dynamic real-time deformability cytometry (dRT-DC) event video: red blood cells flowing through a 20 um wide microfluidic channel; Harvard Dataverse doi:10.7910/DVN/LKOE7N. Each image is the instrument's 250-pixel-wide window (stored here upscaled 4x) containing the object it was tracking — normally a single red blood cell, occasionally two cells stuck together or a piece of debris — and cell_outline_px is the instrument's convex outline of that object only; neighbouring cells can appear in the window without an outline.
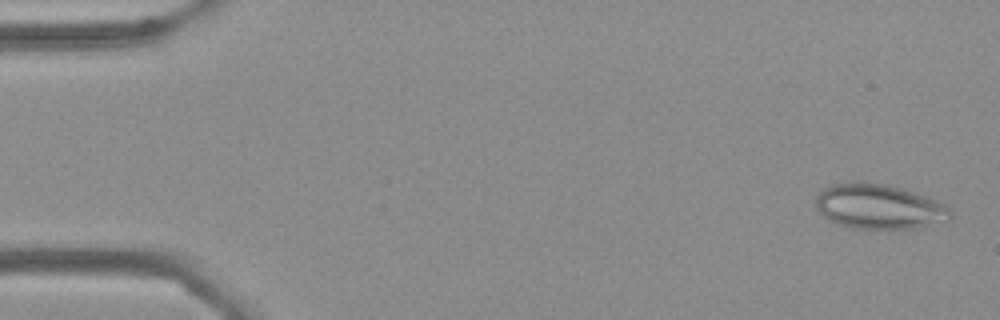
{"species": "Egyptian fruit bat (a non-hibernating species)", "species_latin": "Rousettus aegyptiacus", "temperature_condition": "cold", "stored_images_in_passage": 56, "camera_frame_rate_fps": 3000, "um_per_image_px": 0.085, "frame": {"image": 1, "passage_image": 2, "time_ms": 0.333, "image_size_px": [1000, 320], "cell_outline_px": [[952, 216], [948, 220], [916, 228], [852, 228], [828, 220], [816, 208], [816, 196], [824, 188], [832, 184], [848, 180], [856, 180], [888, 184], [928, 196], [944, 204], [952, 212]], "centroid_in_image_um": [74.69, 17.52], "position_along_channel_um": 10.3, "area_um2": 35.49}}
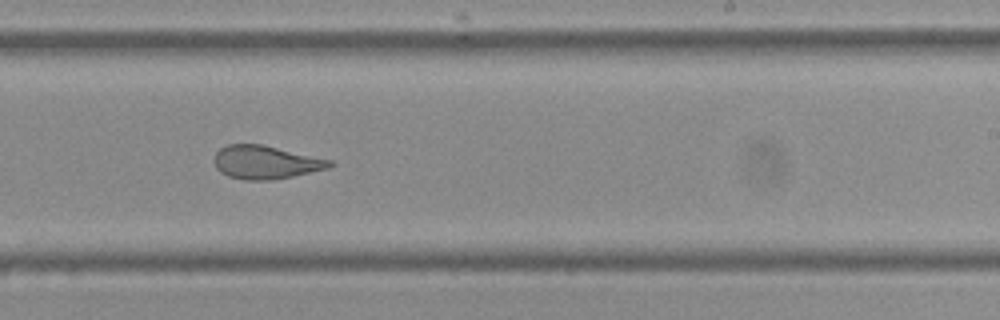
{"frame": {"image": 2, "passage_image": 34, "time_ms": 11.0, "image_size_px": [1000, 320], "cell_outline_px": [[336, 164], [328, 168], [292, 176], [272, 180], [244, 180], [228, 176], [220, 172], [216, 168], [212, 160], [216, 152], [220, 148], [228, 144], [260, 144], [332, 160]], "centroid_in_image_um": [22.54, 13.79], "position_along_channel_um": 266.5, "area_um2": 22.43}}
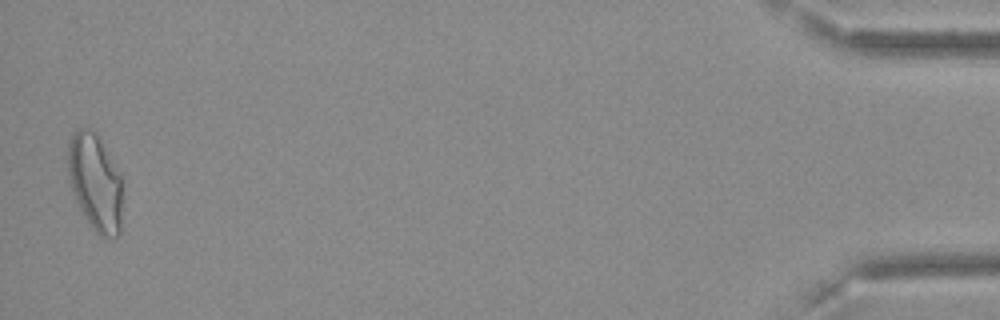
{"frame": {"image": 3, "passage_image": 55, "time_ms": 18.0, "image_size_px": [1000, 320], "cell_outline_px": [[120, 236], [100, 236], [88, 224], [76, 200], [68, 180], [68, 140], [80, 128], [84, 128], [96, 132], [120, 176]], "centroid_in_image_um": [8.05, 15.51], "position_along_channel_um": 427.2, "area_um2": 30.11}, "authors_computed_cell_mechanics": {"area_um2": 25.6054, "velocity_mm_per_s": 3.5895, "shape_relaxation_time_tau1_ms": null, "shape_relaxation_time_tau2_ms": 1.4888, "deformation_change_tau1": null, "deformation_change_tau2": 0.0851}}